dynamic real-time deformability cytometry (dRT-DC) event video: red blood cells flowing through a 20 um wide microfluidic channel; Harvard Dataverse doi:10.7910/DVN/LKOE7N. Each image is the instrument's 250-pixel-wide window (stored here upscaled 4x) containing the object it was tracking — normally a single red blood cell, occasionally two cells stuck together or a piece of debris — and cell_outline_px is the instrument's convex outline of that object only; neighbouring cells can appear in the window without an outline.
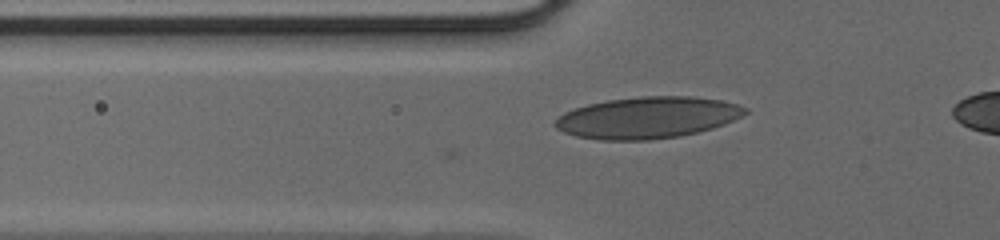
{"species": "human", "species_latin": "Homo sapiens", "temperature_condition": "cold", "stored_images_in_passage": 41, "camera_frame_rate_fps": 3000, "um_per_image_px": 0.085, "donor": {"sex": "male"}, "frame": {"image": 1, "passage_image": 14, "time_ms": 4.333, "image_size_px": [1000, 240], "cell_outline_px": [[748, 112], [724, 124], [712, 128], [680, 136], [648, 140], [600, 140], [576, 136], [564, 132], [556, 128], [552, 124], [564, 112], [588, 104], [608, 100], [640, 96], [692, 96], [724, 100], [748, 108]], "centroid_in_image_um": [55.04, 9.99], "position_along_channel_um": 70.8, "area_um2": 45.95}}
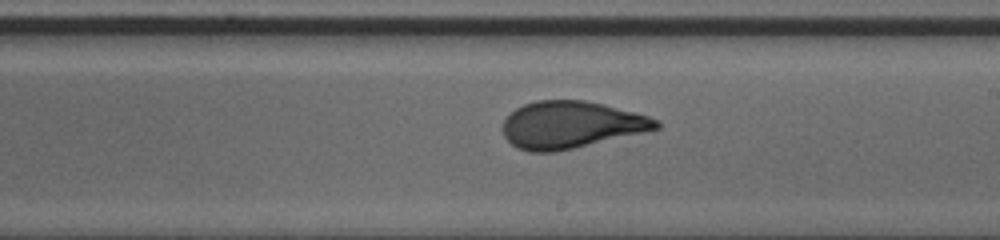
{"frame": {"image": 2, "passage_image": 26, "time_ms": 8.333, "image_size_px": [1000, 240], "cell_outline_px": [[660, 128], [644, 132], [556, 152], [528, 152], [516, 148], [504, 136], [504, 120], [516, 108], [524, 104], [536, 100], [584, 100], [604, 104], [636, 112], [648, 116], [656, 120], [660, 124]], "centroid_in_image_um": [48.52, 10.61], "position_along_channel_um": 240.5, "area_um2": 41.91}}
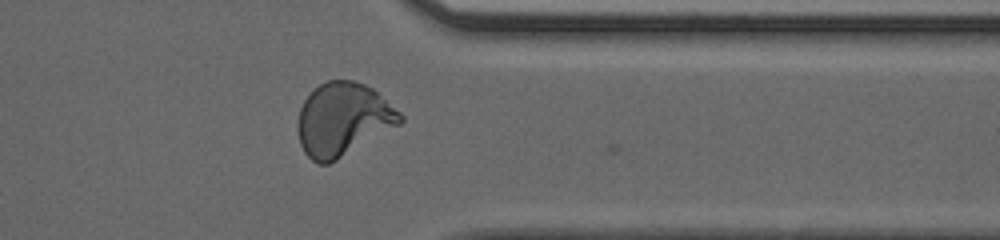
{"frame": {"image": 3, "passage_image": 36, "time_ms": 11.667, "image_size_px": [1000, 240], "cell_outline_px": [[404, 120], [400, 124], [336, 160], [328, 164], [316, 164], [304, 152], [300, 144], [296, 128], [296, 124], [300, 108], [304, 100], [320, 84], [328, 80], [352, 80], [364, 84], [372, 88], [400, 112], [404, 116]], "centroid_in_image_um": [29.13, 10.16], "position_along_channel_um": 382.3, "area_um2": 43.47}}